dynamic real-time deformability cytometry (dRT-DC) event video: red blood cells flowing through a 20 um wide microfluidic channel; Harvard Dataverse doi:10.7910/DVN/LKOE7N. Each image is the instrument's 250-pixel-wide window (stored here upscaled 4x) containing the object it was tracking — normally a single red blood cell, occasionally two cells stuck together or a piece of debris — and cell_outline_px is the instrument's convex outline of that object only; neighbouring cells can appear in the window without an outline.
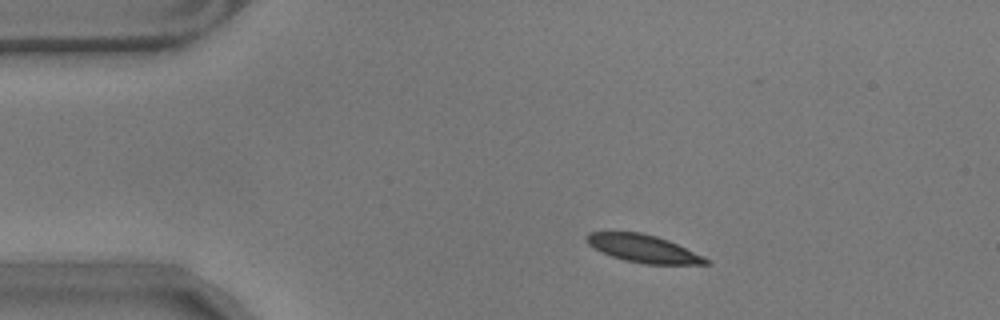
{"species": "common noctule bat (a hibernating species)", "species_latin": "Nyctalus noctula", "temperature_condition": "warm", "stored_images_in_passage": 55, "camera_frame_rate_fps": 3000, "um_per_image_px": 0.085, "animal": {"sex": "male", "body_mass_g": 17.9}, "frame": {"image": 1, "passage_image": 7, "time_ms": 2.0, "image_size_px": [1000, 320], "cell_outline_px": [[708, 264], [644, 264], [624, 260], [612, 256], [588, 244], [584, 240], [584, 236], [588, 232], [640, 232], [656, 236], [668, 240], [704, 256], [708, 260]], "centroid_in_image_um": [54.66, 21.12], "position_along_channel_um": 30.3, "area_um2": 19.07}}
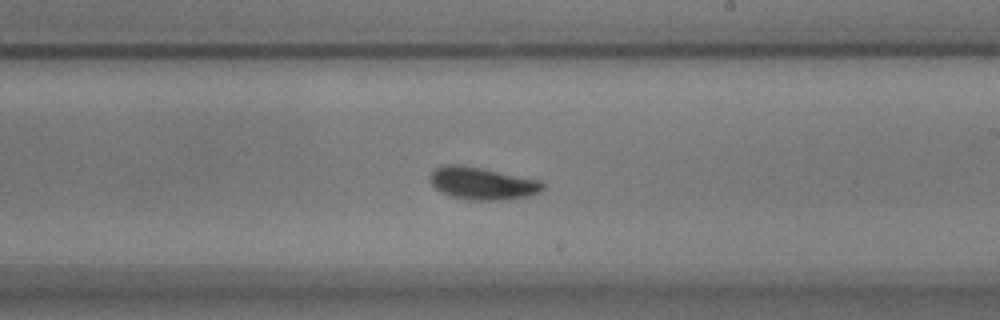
{"frame": {"image": 2, "passage_image": 30, "time_ms": 9.667, "image_size_px": [1000, 320], "cell_outline_px": [[544, 188], [540, 192], [528, 196], [508, 200], [468, 200], [452, 196], [440, 192], [428, 180], [428, 176], [436, 168], [444, 164], [460, 164], [540, 180], [544, 184]], "centroid_in_image_um": [40.97, 15.59], "position_along_channel_um": 248.0, "area_um2": 21.39}}
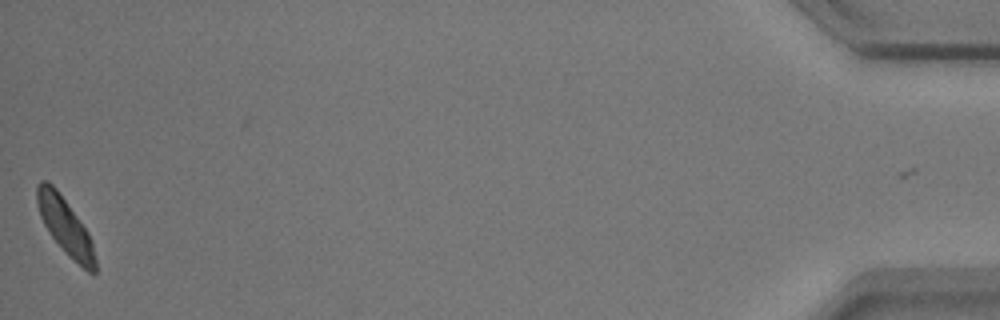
{"frame": {"image": 3, "passage_image": 54, "time_ms": 17.667, "image_size_px": [1000, 320], "cell_outline_px": [[96, 272], [88, 272], [68, 256], [64, 252], [52, 236], [44, 224], [40, 216], [36, 204], [36, 184], [40, 180], [48, 180], [56, 188], [88, 232], [92, 240], [96, 260]], "centroid_in_image_um": [5.53, 19.21], "position_along_channel_um": 429.7, "area_um2": 19.19}, "authors_computed_cell_mechanics": {"area_um2": 19.941, "velocity_mm_per_s": 3.4834, "shape_relaxation_time_tau1_ms": 4.8188, "shape_relaxation_time_tau2_ms": 3.5619, "deformation_change_tau1": 0.1761, "deformation_change_tau2": 0.0976}}